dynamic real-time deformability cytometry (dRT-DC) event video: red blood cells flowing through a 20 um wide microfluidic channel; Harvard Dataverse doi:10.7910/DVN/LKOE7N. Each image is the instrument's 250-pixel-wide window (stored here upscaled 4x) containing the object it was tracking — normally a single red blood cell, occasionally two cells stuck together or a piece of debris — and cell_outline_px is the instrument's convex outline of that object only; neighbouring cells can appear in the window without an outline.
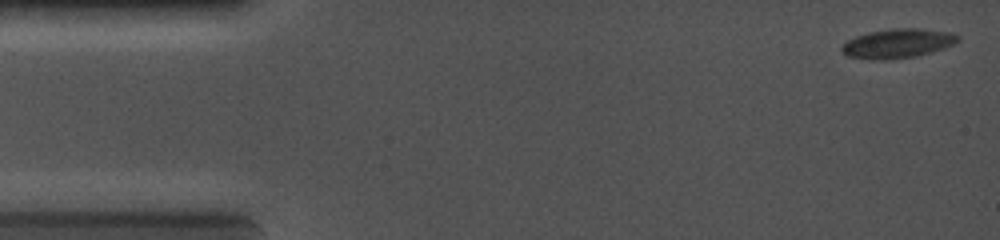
{"species": "common noctule bat (a hibernating species)", "species_latin": "Nyctalus noctula", "temperature_condition": "cold", "stored_images_in_passage": 31, "camera_frame_rate_fps": 5000, "um_per_image_px": 0.085, "animal": {"sex": "female", "body_mass_g": 19.0, "forearm_length_mm": 56.7}, "frame": {"image": 1, "passage_image": 1, "time_ms": 0.0, "image_size_px": [1000, 240], "cell_outline_px": [[960, 40], [944, 48], [916, 56], [884, 60], [868, 60], [848, 56], [840, 52], [840, 48], [848, 40], [856, 36], [868, 32], [892, 28], [920, 28], [952, 32], [960, 36]], "centroid_in_image_um": [76.29, 3.69], "position_along_channel_um": 8.7, "area_um2": 20.0}}
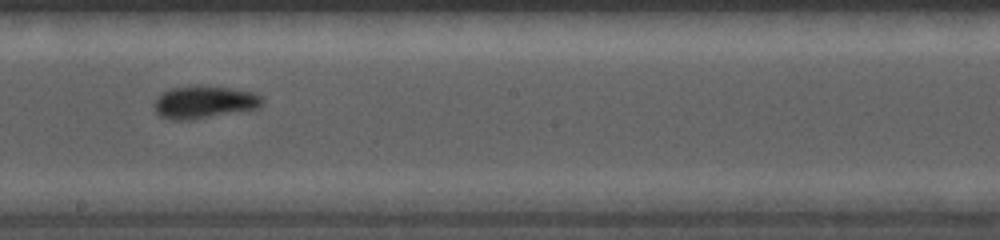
{"frame": {"image": 2, "passage_image": 18, "time_ms": 7.2, "image_size_px": [1000, 240], "cell_outline_px": [[264, 104], [260, 108], [192, 120], [172, 120], [160, 116], [156, 112], [152, 104], [164, 92], [172, 88], [228, 88], [252, 92], [260, 96], [264, 100]], "centroid_in_image_um": [17.39, 8.74], "position_along_channel_um": 230.8, "area_um2": 19.88}}
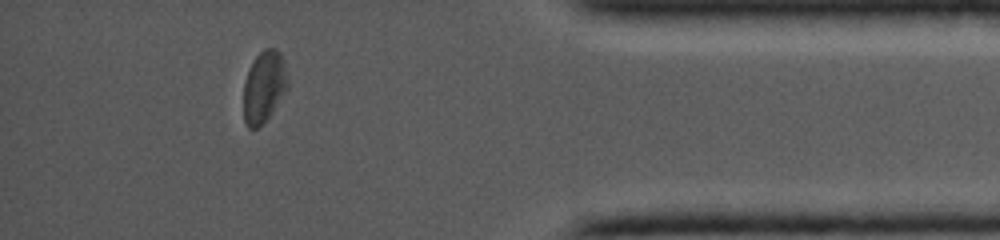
{"frame": {"image": 3, "passage_image": 28, "time_ms": 11.6, "image_size_px": [1000, 240], "cell_outline_px": [[288, 88], [268, 116], [256, 128], [248, 128], [244, 120], [244, 80], [256, 56], [264, 48], [276, 48], [280, 52], [284, 60], [288, 80]], "centroid_in_image_um": [22.45, 7.33], "position_along_channel_um": 412.8, "area_um2": 18.15}}